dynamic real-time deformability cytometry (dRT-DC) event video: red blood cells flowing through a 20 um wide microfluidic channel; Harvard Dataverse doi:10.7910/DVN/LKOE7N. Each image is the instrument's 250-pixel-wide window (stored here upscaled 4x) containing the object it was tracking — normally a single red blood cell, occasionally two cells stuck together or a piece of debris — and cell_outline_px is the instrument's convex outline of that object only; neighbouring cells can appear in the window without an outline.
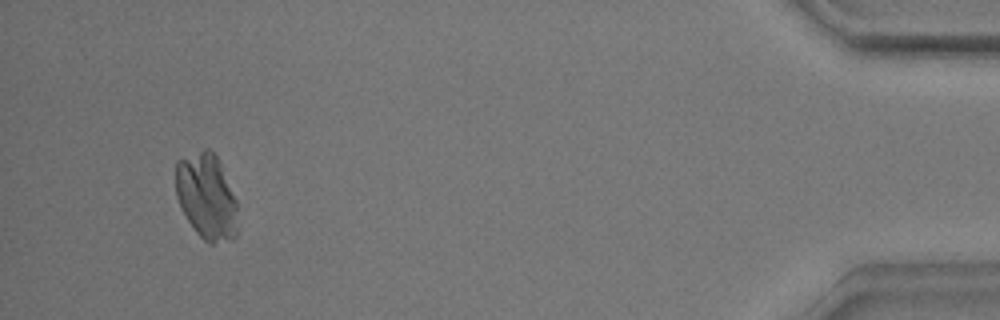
{"species": "common noctule bat (a hibernating species)", "species_latin": "Nyctalus noctula", "temperature_condition": "warm", "stored_images_in_passage": 40, "camera_frame_rate_fps": 3000, "um_per_image_px": 0.085, "animal": {"sex": "male", "body_mass_g": 17.9}, "frame": {"image": 1, "passage_image": 37, "time_ms": 12.0, "image_size_px": [1000, 320], "cell_outline_px": [[240, 228], [236, 236], [232, 240], [212, 244], [208, 244], [196, 232], [180, 208], [176, 196], [176, 160], [204, 148], [208, 148], [220, 160], [236, 200]], "centroid_in_image_um": [17.59, 16.73], "position_along_channel_um": 417.6, "area_um2": 31.73}}